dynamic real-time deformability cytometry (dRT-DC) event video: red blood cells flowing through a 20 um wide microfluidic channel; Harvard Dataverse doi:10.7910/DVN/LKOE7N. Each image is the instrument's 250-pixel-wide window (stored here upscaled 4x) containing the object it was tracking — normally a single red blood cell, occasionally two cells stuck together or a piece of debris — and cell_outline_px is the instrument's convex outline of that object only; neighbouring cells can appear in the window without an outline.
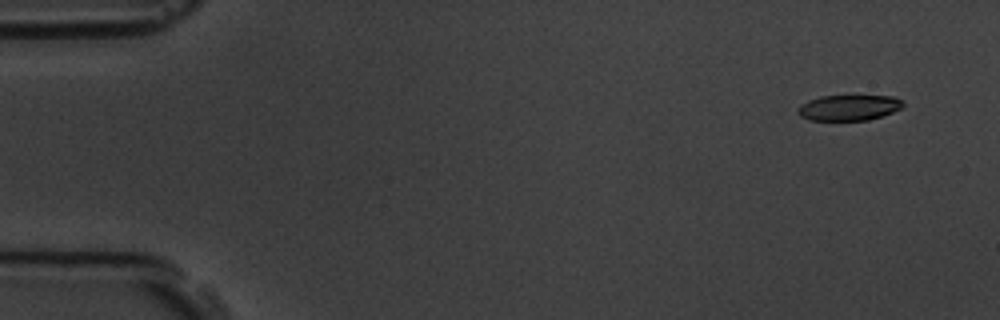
{"species": "common noctule bat (a hibernating species)", "species_latin": "Nyctalus noctula", "temperature_condition": "room temperature", "stored_images_in_passage": 4, "camera_frame_rate_fps": 3000, "um_per_image_px": 0.085, "animal": {"sex": "male", "body_mass_g": 19.5, "forearm_length_mm": 54.6}, "frame": {"image": 1, "passage_image": 1, "time_ms": 0.0, "image_size_px": [1000, 320], "cell_outline_px": [[904, 104], [900, 108], [892, 112], [868, 120], [808, 120], [800, 116], [796, 112], [808, 100], [820, 96], [896, 96], [904, 100]], "centroid_in_image_um": [72.18, 9.14], "position_along_channel_um": 12.8, "area_um2": 15.61}}